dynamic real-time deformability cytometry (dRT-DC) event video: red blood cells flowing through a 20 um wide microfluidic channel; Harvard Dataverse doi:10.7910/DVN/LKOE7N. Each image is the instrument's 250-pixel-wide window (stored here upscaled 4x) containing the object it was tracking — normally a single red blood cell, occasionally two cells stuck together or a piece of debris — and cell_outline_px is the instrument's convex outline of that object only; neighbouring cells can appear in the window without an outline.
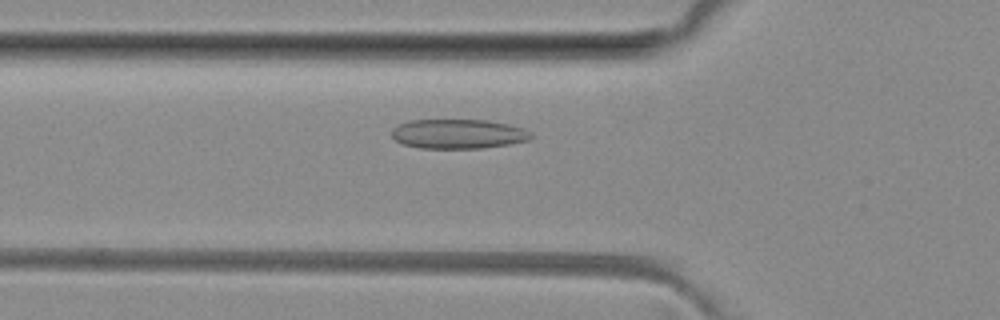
{"species": "common noctule bat (a hibernating species)", "species_latin": "Nyctalus noctula", "temperature_condition": "room temperature", "stored_images_in_passage": 39, "camera_frame_rate_fps": 3000, "um_per_image_px": 0.085, "animal": {"sex": "female", "body_mass_g": 29.2, "forearm_length_mm": 56.3}, "frame": {"image": 1, "passage_image": 6, "time_ms": 1.667, "image_size_px": [1000, 320], "cell_outline_px": [[532, 140], [508, 144], [480, 148], [420, 148], [404, 144], [396, 140], [392, 136], [392, 128], [408, 120], [488, 120], [508, 124], [524, 128], [532, 132]], "centroid_in_image_um": [38.98, 11.38], "position_along_channel_um": 86.8, "area_um2": 23.99}}
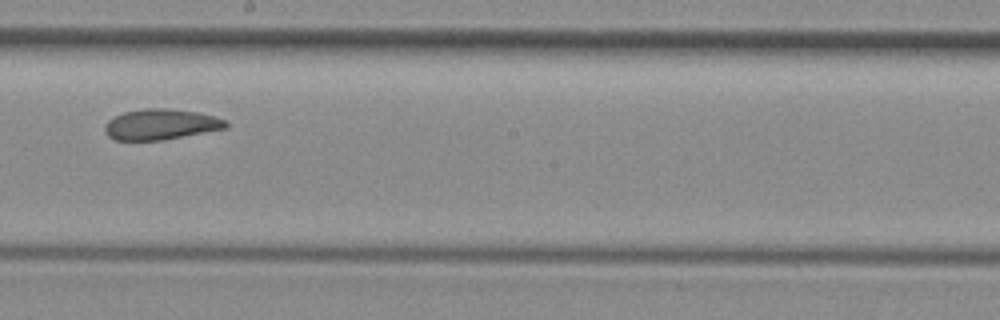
{"frame": {"image": 2, "passage_image": 17, "time_ms": 5.333, "image_size_px": [1000, 320], "cell_outline_px": [[228, 128], [160, 140], [112, 140], [104, 132], [104, 128], [108, 120], [112, 116], [124, 112], [144, 108], [172, 108], [200, 112], [216, 116], [224, 120], [228, 124]], "centroid_in_image_um": [13.65, 10.56], "position_along_channel_um": 234.5, "area_um2": 21.85}}
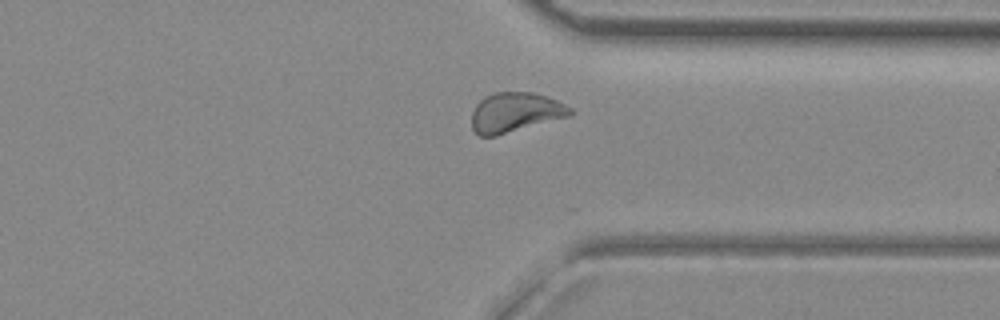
{"frame": {"image": 3, "passage_image": 27, "time_ms": 8.667, "image_size_px": [1000, 320], "cell_outline_px": [[572, 116], [496, 136], [480, 136], [472, 128], [472, 112], [476, 104], [484, 96], [496, 92], [532, 92], [556, 100], [572, 108]], "centroid_in_image_um": [43.8, 9.56], "position_along_channel_um": 367.6, "area_um2": 22.89}, "authors_computed_cell_mechanics": {"area_um2": 22.4842, "velocity_mm_per_s": 4.0201, "shape_relaxation_time_tau1_ms": 10.0498, "shape_relaxation_time_tau2_ms": 2.0457, "deformation_change_tau1": 0.1445, "deformation_change_tau2": 0.0728}}